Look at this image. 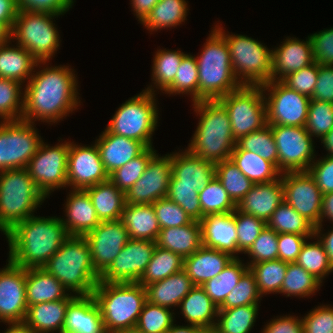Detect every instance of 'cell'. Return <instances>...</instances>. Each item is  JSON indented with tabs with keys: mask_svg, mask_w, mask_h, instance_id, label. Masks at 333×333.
Returning <instances> with one entry per match:
<instances>
[{
	"mask_svg": "<svg viewBox=\"0 0 333 333\" xmlns=\"http://www.w3.org/2000/svg\"><path fill=\"white\" fill-rule=\"evenodd\" d=\"M47 63L43 62L42 70H34L36 73L25 84L23 121L55 124L81 105L74 69L65 65L50 67Z\"/></svg>",
	"mask_w": 333,
	"mask_h": 333,
	"instance_id": "obj_1",
	"label": "cell"
},
{
	"mask_svg": "<svg viewBox=\"0 0 333 333\" xmlns=\"http://www.w3.org/2000/svg\"><path fill=\"white\" fill-rule=\"evenodd\" d=\"M8 259L24 269L42 268L69 237L61 217L30 216L4 234Z\"/></svg>",
	"mask_w": 333,
	"mask_h": 333,
	"instance_id": "obj_2",
	"label": "cell"
},
{
	"mask_svg": "<svg viewBox=\"0 0 333 333\" xmlns=\"http://www.w3.org/2000/svg\"><path fill=\"white\" fill-rule=\"evenodd\" d=\"M192 106L200 118L187 149L213 164L230 159L237 141L225 107L218 100H201Z\"/></svg>",
	"mask_w": 333,
	"mask_h": 333,
	"instance_id": "obj_3",
	"label": "cell"
},
{
	"mask_svg": "<svg viewBox=\"0 0 333 333\" xmlns=\"http://www.w3.org/2000/svg\"><path fill=\"white\" fill-rule=\"evenodd\" d=\"M42 268L76 296L93 295L100 278L84 236H69Z\"/></svg>",
	"mask_w": 333,
	"mask_h": 333,
	"instance_id": "obj_4",
	"label": "cell"
},
{
	"mask_svg": "<svg viewBox=\"0 0 333 333\" xmlns=\"http://www.w3.org/2000/svg\"><path fill=\"white\" fill-rule=\"evenodd\" d=\"M203 50L196 58L198 68V101L218 100L241 83L233 73L225 38L213 27Z\"/></svg>",
	"mask_w": 333,
	"mask_h": 333,
	"instance_id": "obj_5",
	"label": "cell"
},
{
	"mask_svg": "<svg viewBox=\"0 0 333 333\" xmlns=\"http://www.w3.org/2000/svg\"><path fill=\"white\" fill-rule=\"evenodd\" d=\"M93 296L100 307L107 333L135 328L144 303L146 289L138 282H98Z\"/></svg>",
	"mask_w": 333,
	"mask_h": 333,
	"instance_id": "obj_6",
	"label": "cell"
},
{
	"mask_svg": "<svg viewBox=\"0 0 333 333\" xmlns=\"http://www.w3.org/2000/svg\"><path fill=\"white\" fill-rule=\"evenodd\" d=\"M46 196L37 188L26 168L0 171V231L35 215Z\"/></svg>",
	"mask_w": 333,
	"mask_h": 333,
	"instance_id": "obj_7",
	"label": "cell"
},
{
	"mask_svg": "<svg viewBox=\"0 0 333 333\" xmlns=\"http://www.w3.org/2000/svg\"><path fill=\"white\" fill-rule=\"evenodd\" d=\"M214 28L226 40L233 73L241 85H263L271 81V49L252 37L227 34L219 23Z\"/></svg>",
	"mask_w": 333,
	"mask_h": 333,
	"instance_id": "obj_8",
	"label": "cell"
},
{
	"mask_svg": "<svg viewBox=\"0 0 333 333\" xmlns=\"http://www.w3.org/2000/svg\"><path fill=\"white\" fill-rule=\"evenodd\" d=\"M59 14L18 10L10 39L29 51L39 62H49L60 47V35L53 19ZM54 55V56H53Z\"/></svg>",
	"mask_w": 333,
	"mask_h": 333,
	"instance_id": "obj_9",
	"label": "cell"
},
{
	"mask_svg": "<svg viewBox=\"0 0 333 333\" xmlns=\"http://www.w3.org/2000/svg\"><path fill=\"white\" fill-rule=\"evenodd\" d=\"M155 96L152 92L142 90L126 100L112 116L106 129L110 133L138 140L146 147H153L152 136L159 118Z\"/></svg>",
	"mask_w": 333,
	"mask_h": 333,
	"instance_id": "obj_10",
	"label": "cell"
},
{
	"mask_svg": "<svg viewBox=\"0 0 333 333\" xmlns=\"http://www.w3.org/2000/svg\"><path fill=\"white\" fill-rule=\"evenodd\" d=\"M218 101L228 112L236 141L267 125L266 103L261 85H241Z\"/></svg>",
	"mask_w": 333,
	"mask_h": 333,
	"instance_id": "obj_11",
	"label": "cell"
},
{
	"mask_svg": "<svg viewBox=\"0 0 333 333\" xmlns=\"http://www.w3.org/2000/svg\"><path fill=\"white\" fill-rule=\"evenodd\" d=\"M35 123L0 121V171L26 168L42 141Z\"/></svg>",
	"mask_w": 333,
	"mask_h": 333,
	"instance_id": "obj_12",
	"label": "cell"
},
{
	"mask_svg": "<svg viewBox=\"0 0 333 333\" xmlns=\"http://www.w3.org/2000/svg\"><path fill=\"white\" fill-rule=\"evenodd\" d=\"M41 141L26 169L37 188L48 198L55 189L67 187V165L70 141L54 146Z\"/></svg>",
	"mask_w": 333,
	"mask_h": 333,
	"instance_id": "obj_13",
	"label": "cell"
},
{
	"mask_svg": "<svg viewBox=\"0 0 333 333\" xmlns=\"http://www.w3.org/2000/svg\"><path fill=\"white\" fill-rule=\"evenodd\" d=\"M261 87L268 125L305 127L311 98L288 88L281 81H269Z\"/></svg>",
	"mask_w": 333,
	"mask_h": 333,
	"instance_id": "obj_14",
	"label": "cell"
},
{
	"mask_svg": "<svg viewBox=\"0 0 333 333\" xmlns=\"http://www.w3.org/2000/svg\"><path fill=\"white\" fill-rule=\"evenodd\" d=\"M271 130L278 150V170L308 171L316 159V146L305 127L271 125Z\"/></svg>",
	"mask_w": 333,
	"mask_h": 333,
	"instance_id": "obj_15",
	"label": "cell"
},
{
	"mask_svg": "<svg viewBox=\"0 0 333 333\" xmlns=\"http://www.w3.org/2000/svg\"><path fill=\"white\" fill-rule=\"evenodd\" d=\"M156 242L129 239L111 265L100 275V282H138L148 266Z\"/></svg>",
	"mask_w": 333,
	"mask_h": 333,
	"instance_id": "obj_16",
	"label": "cell"
},
{
	"mask_svg": "<svg viewBox=\"0 0 333 333\" xmlns=\"http://www.w3.org/2000/svg\"><path fill=\"white\" fill-rule=\"evenodd\" d=\"M284 201L315 227L320 225L323 194L308 171L281 173Z\"/></svg>",
	"mask_w": 333,
	"mask_h": 333,
	"instance_id": "obj_17",
	"label": "cell"
},
{
	"mask_svg": "<svg viewBox=\"0 0 333 333\" xmlns=\"http://www.w3.org/2000/svg\"><path fill=\"white\" fill-rule=\"evenodd\" d=\"M172 174L171 154H155L146 170L135 184L125 193L126 204H152L167 197Z\"/></svg>",
	"mask_w": 333,
	"mask_h": 333,
	"instance_id": "obj_18",
	"label": "cell"
},
{
	"mask_svg": "<svg viewBox=\"0 0 333 333\" xmlns=\"http://www.w3.org/2000/svg\"><path fill=\"white\" fill-rule=\"evenodd\" d=\"M90 246L92 265L101 275L129 240L125 225L118 220L101 221L84 236Z\"/></svg>",
	"mask_w": 333,
	"mask_h": 333,
	"instance_id": "obj_19",
	"label": "cell"
},
{
	"mask_svg": "<svg viewBox=\"0 0 333 333\" xmlns=\"http://www.w3.org/2000/svg\"><path fill=\"white\" fill-rule=\"evenodd\" d=\"M108 179L96 143L84 146L70 142L67 165L70 189H86Z\"/></svg>",
	"mask_w": 333,
	"mask_h": 333,
	"instance_id": "obj_20",
	"label": "cell"
},
{
	"mask_svg": "<svg viewBox=\"0 0 333 333\" xmlns=\"http://www.w3.org/2000/svg\"><path fill=\"white\" fill-rule=\"evenodd\" d=\"M0 269V322H24L26 303V269L9 259Z\"/></svg>",
	"mask_w": 333,
	"mask_h": 333,
	"instance_id": "obj_21",
	"label": "cell"
},
{
	"mask_svg": "<svg viewBox=\"0 0 333 333\" xmlns=\"http://www.w3.org/2000/svg\"><path fill=\"white\" fill-rule=\"evenodd\" d=\"M279 47L272 49L271 81H281L288 74L314 63L312 42L296 37H286Z\"/></svg>",
	"mask_w": 333,
	"mask_h": 333,
	"instance_id": "obj_22",
	"label": "cell"
},
{
	"mask_svg": "<svg viewBox=\"0 0 333 333\" xmlns=\"http://www.w3.org/2000/svg\"><path fill=\"white\" fill-rule=\"evenodd\" d=\"M202 246L239 258L235 210L227 214L206 215L200 220Z\"/></svg>",
	"mask_w": 333,
	"mask_h": 333,
	"instance_id": "obj_23",
	"label": "cell"
},
{
	"mask_svg": "<svg viewBox=\"0 0 333 333\" xmlns=\"http://www.w3.org/2000/svg\"><path fill=\"white\" fill-rule=\"evenodd\" d=\"M284 202V188L281 176L268 183H256L238 202L236 209L264 220L271 218L276 208Z\"/></svg>",
	"mask_w": 333,
	"mask_h": 333,
	"instance_id": "obj_24",
	"label": "cell"
},
{
	"mask_svg": "<svg viewBox=\"0 0 333 333\" xmlns=\"http://www.w3.org/2000/svg\"><path fill=\"white\" fill-rule=\"evenodd\" d=\"M65 201L64 218H61L69 236H85L101 222L84 189H71Z\"/></svg>",
	"mask_w": 333,
	"mask_h": 333,
	"instance_id": "obj_25",
	"label": "cell"
},
{
	"mask_svg": "<svg viewBox=\"0 0 333 333\" xmlns=\"http://www.w3.org/2000/svg\"><path fill=\"white\" fill-rule=\"evenodd\" d=\"M171 163L170 181H178V185L194 186L200 191L215 177V164L201 159L188 149L171 152Z\"/></svg>",
	"mask_w": 333,
	"mask_h": 333,
	"instance_id": "obj_26",
	"label": "cell"
},
{
	"mask_svg": "<svg viewBox=\"0 0 333 333\" xmlns=\"http://www.w3.org/2000/svg\"><path fill=\"white\" fill-rule=\"evenodd\" d=\"M108 175L140 155L147 147L138 140L110 133L106 128L95 140Z\"/></svg>",
	"mask_w": 333,
	"mask_h": 333,
	"instance_id": "obj_27",
	"label": "cell"
},
{
	"mask_svg": "<svg viewBox=\"0 0 333 333\" xmlns=\"http://www.w3.org/2000/svg\"><path fill=\"white\" fill-rule=\"evenodd\" d=\"M62 333H107L93 295L76 296L68 304Z\"/></svg>",
	"mask_w": 333,
	"mask_h": 333,
	"instance_id": "obj_28",
	"label": "cell"
},
{
	"mask_svg": "<svg viewBox=\"0 0 333 333\" xmlns=\"http://www.w3.org/2000/svg\"><path fill=\"white\" fill-rule=\"evenodd\" d=\"M234 259L230 254L201 246L192 255L184 258L183 270L194 285L201 286L217 276Z\"/></svg>",
	"mask_w": 333,
	"mask_h": 333,
	"instance_id": "obj_29",
	"label": "cell"
},
{
	"mask_svg": "<svg viewBox=\"0 0 333 333\" xmlns=\"http://www.w3.org/2000/svg\"><path fill=\"white\" fill-rule=\"evenodd\" d=\"M75 297L72 293L66 299L28 306L24 322L34 333H62L67 306Z\"/></svg>",
	"mask_w": 333,
	"mask_h": 333,
	"instance_id": "obj_30",
	"label": "cell"
},
{
	"mask_svg": "<svg viewBox=\"0 0 333 333\" xmlns=\"http://www.w3.org/2000/svg\"><path fill=\"white\" fill-rule=\"evenodd\" d=\"M194 286L188 274L181 270L163 280L146 285V298L154 305L175 309Z\"/></svg>",
	"mask_w": 333,
	"mask_h": 333,
	"instance_id": "obj_31",
	"label": "cell"
},
{
	"mask_svg": "<svg viewBox=\"0 0 333 333\" xmlns=\"http://www.w3.org/2000/svg\"><path fill=\"white\" fill-rule=\"evenodd\" d=\"M11 41L0 45V77L24 84L29 81L35 68L42 69L43 62H39L25 48L12 45Z\"/></svg>",
	"mask_w": 333,
	"mask_h": 333,
	"instance_id": "obj_32",
	"label": "cell"
},
{
	"mask_svg": "<svg viewBox=\"0 0 333 333\" xmlns=\"http://www.w3.org/2000/svg\"><path fill=\"white\" fill-rule=\"evenodd\" d=\"M155 242L156 246L177 253L183 258L190 256L202 246L200 221L193 220L180 227L163 228Z\"/></svg>",
	"mask_w": 333,
	"mask_h": 333,
	"instance_id": "obj_33",
	"label": "cell"
},
{
	"mask_svg": "<svg viewBox=\"0 0 333 333\" xmlns=\"http://www.w3.org/2000/svg\"><path fill=\"white\" fill-rule=\"evenodd\" d=\"M26 303L28 306L66 299L71 293L43 268L26 269Z\"/></svg>",
	"mask_w": 333,
	"mask_h": 333,
	"instance_id": "obj_34",
	"label": "cell"
},
{
	"mask_svg": "<svg viewBox=\"0 0 333 333\" xmlns=\"http://www.w3.org/2000/svg\"><path fill=\"white\" fill-rule=\"evenodd\" d=\"M120 220L128 231L129 239L155 242L161 230L152 204H126Z\"/></svg>",
	"mask_w": 333,
	"mask_h": 333,
	"instance_id": "obj_35",
	"label": "cell"
},
{
	"mask_svg": "<svg viewBox=\"0 0 333 333\" xmlns=\"http://www.w3.org/2000/svg\"><path fill=\"white\" fill-rule=\"evenodd\" d=\"M179 308L189 325L196 327L215 326L219 308L206 294L204 288L195 285L182 299Z\"/></svg>",
	"mask_w": 333,
	"mask_h": 333,
	"instance_id": "obj_36",
	"label": "cell"
},
{
	"mask_svg": "<svg viewBox=\"0 0 333 333\" xmlns=\"http://www.w3.org/2000/svg\"><path fill=\"white\" fill-rule=\"evenodd\" d=\"M84 190L89 194L100 221L120 219L126 205L125 193L109 179Z\"/></svg>",
	"mask_w": 333,
	"mask_h": 333,
	"instance_id": "obj_37",
	"label": "cell"
},
{
	"mask_svg": "<svg viewBox=\"0 0 333 333\" xmlns=\"http://www.w3.org/2000/svg\"><path fill=\"white\" fill-rule=\"evenodd\" d=\"M230 159L254 184L268 183L281 176V172L272 162L261 158L256 153L242 150L237 144L230 155Z\"/></svg>",
	"mask_w": 333,
	"mask_h": 333,
	"instance_id": "obj_38",
	"label": "cell"
},
{
	"mask_svg": "<svg viewBox=\"0 0 333 333\" xmlns=\"http://www.w3.org/2000/svg\"><path fill=\"white\" fill-rule=\"evenodd\" d=\"M188 3L185 0H159L141 24L149 32L177 27L185 23L188 14Z\"/></svg>",
	"mask_w": 333,
	"mask_h": 333,
	"instance_id": "obj_39",
	"label": "cell"
},
{
	"mask_svg": "<svg viewBox=\"0 0 333 333\" xmlns=\"http://www.w3.org/2000/svg\"><path fill=\"white\" fill-rule=\"evenodd\" d=\"M152 66V85L145 88V91L156 94V90H160L162 93L165 91L174 81L177 70L181 63L182 58L186 53L177 50L159 49L155 52ZM155 88V89H154Z\"/></svg>",
	"mask_w": 333,
	"mask_h": 333,
	"instance_id": "obj_40",
	"label": "cell"
},
{
	"mask_svg": "<svg viewBox=\"0 0 333 333\" xmlns=\"http://www.w3.org/2000/svg\"><path fill=\"white\" fill-rule=\"evenodd\" d=\"M240 259L242 258H234L221 273L201 285L218 308L248 270V265Z\"/></svg>",
	"mask_w": 333,
	"mask_h": 333,
	"instance_id": "obj_41",
	"label": "cell"
},
{
	"mask_svg": "<svg viewBox=\"0 0 333 333\" xmlns=\"http://www.w3.org/2000/svg\"><path fill=\"white\" fill-rule=\"evenodd\" d=\"M267 226L276 233H293L313 239L315 226L285 201L272 213Z\"/></svg>",
	"mask_w": 333,
	"mask_h": 333,
	"instance_id": "obj_42",
	"label": "cell"
},
{
	"mask_svg": "<svg viewBox=\"0 0 333 333\" xmlns=\"http://www.w3.org/2000/svg\"><path fill=\"white\" fill-rule=\"evenodd\" d=\"M183 265L184 258L181 255L156 246L152 258L138 283L145 287L158 282L183 270Z\"/></svg>",
	"mask_w": 333,
	"mask_h": 333,
	"instance_id": "obj_43",
	"label": "cell"
},
{
	"mask_svg": "<svg viewBox=\"0 0 333 333\" xmlns=\"http://www.w3.org/2000/svg\"><path fill=\"white\" fill-rule=\"evenodd\" d=\"M259 304L219 309L216 321L218 333H250L256 323Z\"/></svg>",
	"mask_w": 333,
	"mask_h": 333,
	"instance_id": "obj_44",
	"label": "cell"
},
{
	"mask_svg": "<svg viewBox=\"0 0 333 333\" xmlns=\"http://www.w3.org/2000/svg\"><path fill=\"white\" fill-rule=\"evenodd\" d=\"M322 283L296 262L288 263L280 293L286 297H311ZM319 289V290H318Z\"/></svg>",
	"mask_w": 333,
	"mask_h": 333,
	"instance_id": "obj_45",
	"label": "cell"
},
{
	"mask_svg": "<svg viewBox=\"0 0 333 333\" xmlns=\"http://www.w3.org/2000/svg\"><path fill=\"white\" fill-rule=\"evenodd\" d=\"M288 262L270 260L251 264L248 269L254 275L260 295L280 293Z\"/></svg>",
	"mask_w": 333,
	"mask_h": 333,
	"instance_id": "obj_46",
	"label": "cell"
},
{
	"mask_svg": "<svg viewBox=\"0 0 333 333\" xmlns=\"http://www.w3.org/2000/svg\"><path fill=\"white\" fill-rule=\"evenodd\" d=\"M313 238L317 241H305L296 263L323 283L325 277L333 273V266L321 241L315 236Z\"/></svg>",
	"mask_w": 333,
	"mask_h": 333,
	"instance_id": "obj_47",
	"label": "cell"
},
{
	"mask_svg": "<svg viewBox=\"0 0 333 333\" xmlns=\"http://www.w3.org/2000/svg\"><path fill=\"white\" fill-rule=\"evenodd\" d=\"M215 176L236 205L254 185V183L238 169L231 159L215 164Z\"/></svg>",
	"mask_w": 333,
	"mask_h": 333,
	"instance_id": "obj_48",
	"label": "cell"
},
{
	"mask_svg": "<svg viewBox=\"0 0 333 333\" xmlns=\"http://www.w3.org/2000/svg\"><path fill=\"white\" fill-rule=\"evenodd\" d=\"M199 201L202 218L206 215L227 214L236 210V204L216 176L199 191Z\"/></svg>",
	"mask_w": 333,
	"mask_h": 333,
	"instance_id": "obj_49",
	"label": "cell"
},
{
	"mask_svg": "<svg viewBox=\"0 0 333 333\" xmlns=\"http://www.w3.org/2000/svg\"><path fill=\"white\" fill-rule=\"evenodd\" d=\"M176 95L188 94L191 102L198 101V68L195 56L186 54L179 65L173 83L163 94Z\"/></svg>",
	"mask_w": 333,
	"mask_h": 333,
	"instance_id": "obj_50",
	"label": "cell"
},
{
	"mask_svg": "<svg viewBox=\"0 0 333 333\" xmlns=\"http://www.w3.org/2000/svg\"><path fill=\"white\" fill-rule=\"evenodd\" d=\"M22 86L24 87L16 80L0 77V121L22 120L24 99Z\"/></svg>",
	"mask_w": 333,
	"mask_h": 333,
	"instance_id": "obj_51",
	"label": "cell"
},
{
	"mask_svg": "<svg viewBox=\"0 0 333 333\" xmlns=\"http://www.w3.org/2000/svg\"><path fill=\"white\" fill-rule=\"evenodd\" d=\"M154 147H147L140 155L116 169L109 180L123 193H126L142 176L150 159L156 154Z\"/></svg>",
	"mask_w": 333,
	"mask_h": 333,
	"instance_id": "obj_52",
	"label": "cell"
},
{
	"mask_svg": "<svg viewBox=\"0 0 333 333\" xmlns=\"http://www.w3.org/2000/svg\"><path fill=\"white\" fill-rule=\"evenodd\" d=\"M242 149L258 154L261 158L272 162L278 169V150L271 130V125L249 133L237 140Z\"/></svg>",
	"mask_w": 333,
	"mask_h": 333,
	"instance_id": "obj_53",
	"label": "cell"
},
{
	"mask_svg": "<svg viewBox=\"0 0 333 333\" xmlns=\"http://www.w3.org/2000/svg\"><path fill=\"white\" fill-rule=\"evenodd\" d=\"M173 311L146 301L139 315L136 328L142 333H165L176 322L174 321L175 313Z\"/></svg>",
	"mask_w": 333,
	"mask_h": 333,
	"instance_id": "obj_54",
	"label": "cell"
},
{
	"mask_svg": "<svg viewBox=\"0 0 333 333\" xmlns=\"http://www.w3.org/2000/svg\"><path fill=\"white\" fill-rule=\"evenodd\" d=\"M262 296L257 289L254 275L248 269L239 279L238 284L227 295L219 309H231L244 305L260 304Z\"/></svg>",
	"mask_w": 333,
	"mask_h": 333,
	"instance_id": "obj_55",
	"label": "cell"
},
{
	"mask_svg": "<svg viewBox=\"0 0 333 333\" xmlns=\"http://www.w3.org/2000/svg\"><path fill=\"white\" fill-rule=\"evenodd\" d=\"M333 128V103L310 100L305 129L320 140Z\"/></svg>",
	"mask_w": 333,
	"mask_h": 333,
	"instance_id": "obj_56",
	"label": "cell"
},
{
	"mask_svg": "<svg viewBox=\"0 0 333 333\" xmlns=\"http://www.w3.org/2000/svg\"><path fill=\"white\" fill-rule=\"evenodd\" d=\"M167 198L178 204L192 220L202 219L199 191L194 186L178 185V181H170Z\"/></svg>",
	"mask_w": 333,
	"mask_h": 333,
	"instance_id": "obj_57",
	"label": "cell"
},
{
	"mask_svg": "<svg viewBox=\"0 0 333 333\" xmlns=\"http://www.w3.org/2000/svg\"><path fill=\"white\" fill-rule=\"evenodd\" d=\"M235 225L237 232L238 254L245 253L254 241L258 238L261 231L266 227V222L255 216L235 210Z\"/></svg>",
	"mask_w": 333,
	"mask_h": 333,
	"instance_id": "obj_58",
	"label": "cell"
},
{
	"mask_svg": "<svg viewBox=\"0 0 333 333\" xmlns=\"http://www.w3.org/2000/svg\"><path fill=\"white\" fill-rule=\"evenodd\" d=\"M244 254H248V257L250 256L249 262L246 263L248 266L265 261L277 260L278 233L266 225L258 238Z\"/></svg>",
	"mask_w": 333,
	"mask_h": 333,
	"instance_id": "obj_59",
	"label": "cell"
},
{
	"mask_svg": "<svg viewBox=\"0 0 333 333\" xmlns=\"http://www.w3.org/2000/svg\"><path fill=\"white\" fill-rule=\"evenodd\" d=\"M152 205L161 229L180 227L193 221L178 204L167 197L157 200Z\"/></svg>",
	"mask_w": 333,
	"mask_h": 333,
	"instance_id": "obj_60",
	"label": "cell"
},
{
	"mask_svg": "<svg viewBox=\"0 0 333 333\" xmlns=\"http://www.w3.org/2000/svg\"><path fill=\"white\" fill-rule=\"evenodd\" d=\"M318 72L319 64L314 62L299 71L288 74L281 82L288 88L311 98L317 82Z\"/></svg>",
	"mask_w": 333,
	"mask_h": 333,
	"instance_id": "obj_61",
	"label": "cell"
},
{
	"mask_svg": "<svg viewBox=\"0 0 333 333\" xmlns=\"http://www.w3.org/2000/svg\"><path fill=\"white\" fill-rule=\"evenodd\" d=\"M302 318L303 333H333V307H315Z\"/></svg>",
	"mask_w": 333,
	"mask_h": 333,
	"instance_id": "obj_62",
	"label": "cell"
},
{
	"mask_svg": "<svg viewBox=\"0 0 333 333\" xmlns=\"http://www.w3.org/2000/svg\"><path fill=\"white\" fill-rule=\"evenodd\" d=\"M312 42L314 62L333 66V27L309 35Z\"/></svg>",
	"mask_w": 333,
	"mask_h": 333,
	"instance_id": "obj_63",
	"label": "cell"
},
{
	"mask_svg": "<svg viewBox=\"0 0 333 333\" xmlns=\"http://www.w3.org/2000/svg\"><path fill=\"white\" fill-rule=\"evenodd\" d=\"M322 194L333 192V156L324 155L314 160L308 169Z\"/></svg>",
	"mask_w": 333,
	"mask_h": 333,
	"instance_id": "obj_64",
	"label": "cell"
},
{
	"mask_svg": "<svg viewBox=\"0 0 333 333\" xmlns=\"http://www.w3.org/2000/svg\"><path fill=\"white\" fill-rule=\"evenodd\" d=\"M307 236L293 233L278 234V259L284 262H296Z\"/></svg>",
	"mask_w": 333,
	"mask_h": 333,
	"instance_id": "obj_65",
	"label": "cell"
},
{
	"mask_svg": "<svg viewBox=\"0 0 333 333\" xmlns=\"http://www.w3.org/2000/svg\"><path fill=\"white\" fill-rule=\"evenodd\" d=\"M74 2V0H17V6L19 10L64 15L72 8Z\"/></svg>",
	"mask_w": 333,
	"mask_h": 333,
	"instance_id": "obj_66",
	"label": "cell"
},
{
	"mask_svg": "<svg viewBox=\"0 0 333 333\" xmlns=\"http://www.w3.org/2000/svg\"><path fill=\"white\" fill-rule=\"evenodd\" d=\"M311 100L333 103V66L319 65L317 82Z\"/></svg>",
	"mask_w": 333,
	"mask_h": 333,
	"instance_id": "obj_67",
	"label": "cell"
},
{
	"mask_svg": "<svg viewBox=\"0 0 333 333\" xmlns=\"http://www.w3.org/2000/svg\"><path fill=\"white\" fill-rule=\"evenodd\" d=\"M261 333H303L302 319L290 314L278 316L268 322Z\"/></svg>",
	"mask_w": 333,
	"mask_h": 333,
	"instance_id": "obj_68",
	"label": "cell"
},
{
	"mask_svg": "<svg viewBox=\"0 0 333 333\" xmlns=\"http://www.w3.org/2000/svg\"><path fill=\"white\" fill-rule=\"evenodd\" d=\"M17 0H0V23L4 24L10 31L18 13Z\"/></svg>",
	"mask_w": 333,
	"mask_h": 333,
	"instance_id": "obj_69",
	"label": "cell"
},
{
	"mask_svg": "<svg viewBox=\"0 0 333 333\" xmlns=\"http://www.w3.org/2000/svg\"><path fill=\"white\" fill-rule=\"evenodd\" d=\"M322 229V230H321ZM332 230L323 232V224L315 227V237L318 238L324 246V249L328 255L329 262L333 266V227Z\"/></svg>",
	"mask_w": 333,
	"mask_h": 333,
	"instance_id": "obj_70",
	"label": "cell"
},
{
	"mask_svg": "<svg viewBox=\"0 0 333 333\" xmlns=\"http://www.w3.org/2000/svg\"><path fill=\"white\" fill-rule=\"evenodd\" d=\"M159 0H131V6L134 15L138 18V21L141 23L145 17L150 13L152 8L158 3Z\"/></svg>",
	"mask_w": 333,
	"mask_h": 333,
	"instance_id": "obj_71",
	"label": "cell"
},
{
	"mask_svg": "<svg viewBox=\"0 0 333 333\" xmlns=\"http://www.w3.org/2000/svg\"><path fill=\"white\" fill-rule=\"evenodd\" d=\"M325 219L333 223V192L323 194L320 225H322Z\"/></svg>",
	"mask_w": 333,
	"mask_h": 333,
	"instance_id": "obj_72",
	"label": "cell"
},
{
	"mask_svg": "<svg viewBox=\"0 0 333 333\" xmlns=\"http://www.w3.org/2000/svg\"><path fill=\"white\" fill-rule=\"evenodd\" d=\"M6 325L8 327L2 333H34L25 322H11Z\"/></svg>",
	"mask_w": 333,
	"mask_h": 333,
	"instance_id": "obj_73",
	"label": "cell"
},
{
	"mask_svg": "<svg viewBox=\"0 0 333 333\" xmlns=\"http://www.w3.org/2000/svg\"><path fill=\"white\" fill-rule=\"evenodd\" d=\"M165 333H196V326L189 325L188 323L187 325L184 324V326L173 323Z\"/></svg>",
	"mask_w": 333,
	"mask_h": 333,
	"instance_id": "obj_74",
	"label": "cell"
},
{
	"mask_svg": "<svg viewBox=\"0 0 333 333\" xmlns=\"http://www.w3.org/2000/svg\"><path fill=\"white\" fill-rule=\"evenodd\" d=\"M328 156H333V128L321 140Z\"/></svg>",
	"mask_w": 333,
	"mask_h": 333,
	"instance_id": "obj_75",
	"label": "cell"
},
{
	"mask_svg": "<svg viewBox=\"0 0 333 333\" xmlns=\"http://www.w3.org/2000/svg\"><path fill=\"white\" fill-rule=\"evenodd\" d=\"M11 31L2 23H0V45H4L10 39Z\"/></svg>",
	"mask_w": 333,
	"mask_h": 333,
	"instance_id": "obj_76",
	"label": "cell"
},
{
	"mask_svg": "<svg viewBox=\"0 0 333 333\" xmlns=\"http://www.w3.org/2000/svg\"><path fill=\"white\" fill-rule=\"evenodd\" d=\"M196 333H218L216 326L196 327Z\"/></svg>",
	"mask_w": 333,
	"mask_h": 333,
	"instance_id": "obj_77",
	"label": "cell"
},
{
	"mask_svg": "<svg viewBox=\"0 0 333 333\" xmlns=\"http://www.w3.org/2000/svg\"><path fill=\"white\" fill-rule=\"evenodd\" d=\"M113 333H142V332L135 327V328H130V329H126V330L116 331Z\"/></svg>",
	"mask_w": 333,
	"mask_h": 333,
	"instance_id": "obj_78",
	"label": "cell"
}]
</instances>
